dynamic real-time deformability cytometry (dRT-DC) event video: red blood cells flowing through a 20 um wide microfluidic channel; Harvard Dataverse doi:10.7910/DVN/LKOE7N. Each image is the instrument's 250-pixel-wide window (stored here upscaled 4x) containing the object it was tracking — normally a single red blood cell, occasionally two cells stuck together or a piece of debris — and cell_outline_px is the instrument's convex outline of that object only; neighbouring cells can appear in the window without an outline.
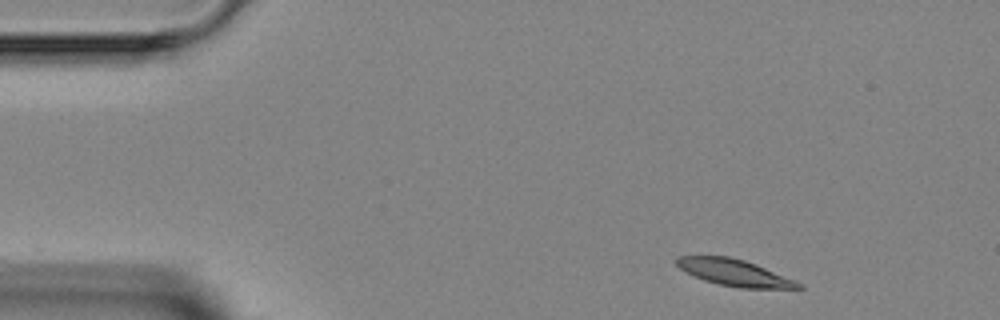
{"species": "Egyptian fruit bat (a non-hibernating species)", "species_latin": "Rousettus aegyptiacus", "temperature_condition": "room temperature", "stored_images_in_passage": 3, "camera_frame_rate_fps": 3000, "um_per_image_px": 0.085, "animal": {"sex": "female"}, "frame": {"image": 1, "passage_image": 1, "time_ms": 0.0, "image_size_px": [1000, 320], "cell_outline_px": [[804, 288], [740, 288], [720, 284], [704, 280], [680, 268], [676, 264], [676, 256], [728, 256], [744, 260], [756, 264], [796, 280], [804, 284]], "centroid_in_image_um": [62.47, 23.17], "position_along_channel_um": 22.5, "area_um2": 18.67}}